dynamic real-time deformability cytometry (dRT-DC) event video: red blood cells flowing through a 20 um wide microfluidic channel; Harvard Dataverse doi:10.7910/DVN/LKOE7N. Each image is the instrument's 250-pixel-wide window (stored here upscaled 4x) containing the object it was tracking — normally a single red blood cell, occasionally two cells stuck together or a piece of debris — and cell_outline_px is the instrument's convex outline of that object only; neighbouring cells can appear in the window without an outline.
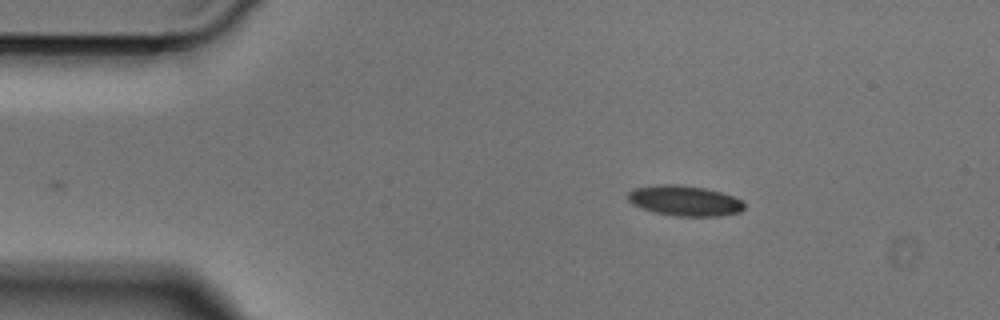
{"species": "Egyptian fruit bat (a non-hibernating species)", "species_latin": "Rousettus aegyptiacus", "temperature_condition": "cold", "stored_images_in_passage": 32, "camera_frame_rate_fps": 3000, "um_per_image_px": 0.085, "animal": {"sex": "male"}, "frame": {"image": 1, "passage_image": 1, "time_ms": 0.0, "image_size_px": [1000, 320], "cell_outline_px": [[744, 208], [740, 212], [720, 216], [676, 216], [656, 212], [640, 208], [632, 204], [628, 200], [628, 192], [636, 188], [656, 184], [680, 184], [704, 188], [720, 192], [732, 196], [740, 200], [744, 204]], "centroid_in_image_um": [58.17, 17.06], "position_along_channel_um": 26.8, "area_um2": 20.52}}
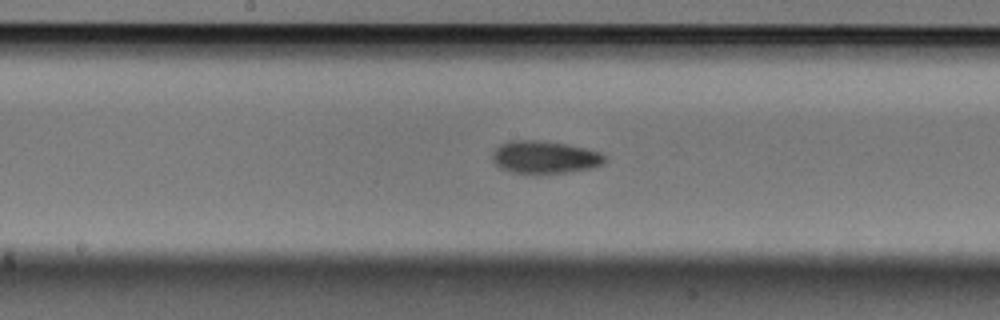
{"frame": {"image": 2, "passage_image": 18, "time_ms": 5.667, "image_size_px": [1000, 320], "cell_outline_px": [[608, 160], [604, 164], [592, 168], [564, 172], [532, 176], [512, 172], [500, 168], [492, 160], [492, 152], [500, 144], [508, 140], [536, 140], [568, 144], [600, 152], [608, 156]], "centroid_in_image_um": [46.3, 13.38], "position_along_channel_um": 201.9, "area_um2": 22.02}}
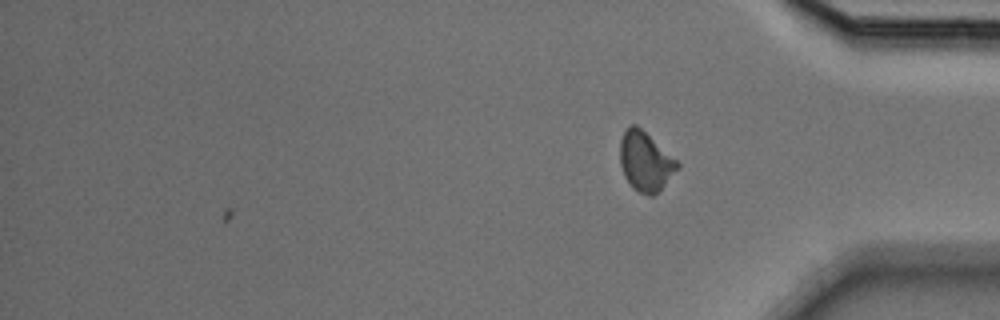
{"frame": {"image": 3, "passage_image": 32, "time_ms": 10.333, "image_size_px": [1000, 320], "cell_outline_px": [[680, 168], [660, 192], [652, 196], [648, 196], [632, 188], [624, 176], [620, 164], [620, 140], [628, 124], [636, 124], [676, 160], [680, 164]], "centroid_in_image_um": [54.86, 13.76], "position_along_channel_um": 380.3, "area_um2": 20.0}}